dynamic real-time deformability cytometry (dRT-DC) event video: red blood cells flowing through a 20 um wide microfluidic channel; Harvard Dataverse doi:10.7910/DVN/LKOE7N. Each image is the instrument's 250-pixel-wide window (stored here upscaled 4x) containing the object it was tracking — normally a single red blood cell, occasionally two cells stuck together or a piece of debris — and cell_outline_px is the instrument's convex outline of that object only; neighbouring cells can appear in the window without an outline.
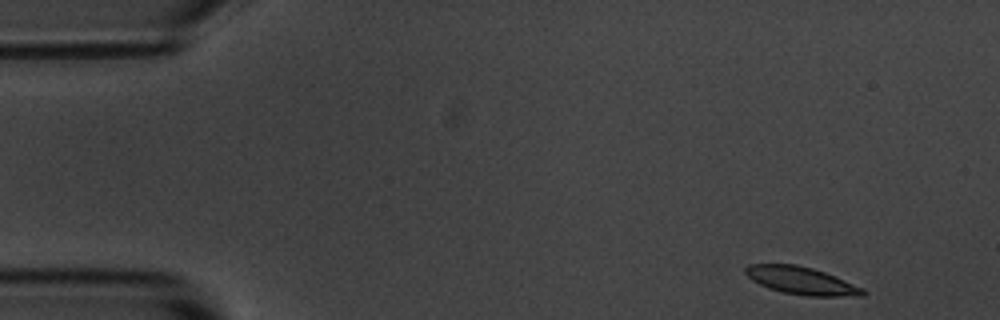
{"species": "common noctule bat (a hibernating species)", "species_latin": "Nyctalus noctula", "temperature_condition": "room temperature", "stored_images_in_passage": 52, "camera_frame_rate_fps": 3000, "um_per_image_px": 0.085, "animal": {"sex": "male", "body_mass_g": 20.1, "forearm_length_mm": 53.5}, "frame": {"image": 1, "passage_image": 1, "time_ms": 0.0, "image_size_px": [1000, 320], "cell_outline_px": [[868, 292], [864, 296], [804, 296], [784, 292], [768, 288], [752, 280], [744, 272], [744, 268], [748, 264], [796, 264], [812, 268], [824, 272], [864, 288]], "centroid_in_image_um": [68.13, 23.86], "position_along_channel_um": 16.9, "area_um2": 18.9}}
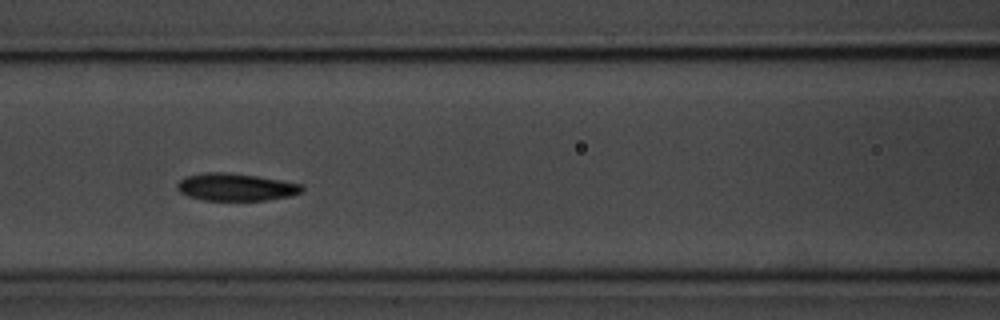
{"frame": {"image": 2, "passage_image": 20, "time_ms": 6.333, "image_size_px": [1000, 320], "cell_outline_px": [[304, 192], [288, 196], [268, 200], [204, 200], [188, 196], [180, 192], [176, 188], [176, 184], [180, 180], [188, 176], [208, 172], [224, 172], [256, 176], [304, 184]], "centroid_in_image_um": [20.07, 15.9], "position_along_channel_um": 146.5, "area_um2": 19.88}}
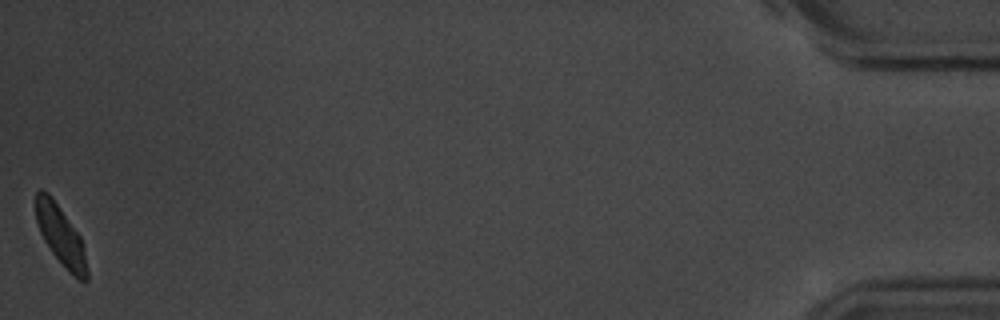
{"frame": {"image": 3, "passage_image": 52, "time_ms": 17.0, "image_size_px": [1000, 320], "cell_outline_px": [[88, 280], [80, 280], [72, 276], [52, 252], [44, 240], [40, 232], [36, 220], [36, 192], [40, 188], [48, 192], [52, 196], [80, 236], [84, 248], [88, 272]], "centroid_in_image_um": [5.16, 20.02], "position_along_channel_um": 430.0, "area_um2": 17.69}, "authors_computed_cell_mechanics": {"area_um2": 19.6231, "velocity_mm_per_s": 3.5615, "shape_relaxation_time_tau1_ms": 2.5278, "shape_relaxation_time_tau2_ms": 3.4869, "deformation_change_tau1": 0.0964, "deformation_change_tau2": 0.0915}}